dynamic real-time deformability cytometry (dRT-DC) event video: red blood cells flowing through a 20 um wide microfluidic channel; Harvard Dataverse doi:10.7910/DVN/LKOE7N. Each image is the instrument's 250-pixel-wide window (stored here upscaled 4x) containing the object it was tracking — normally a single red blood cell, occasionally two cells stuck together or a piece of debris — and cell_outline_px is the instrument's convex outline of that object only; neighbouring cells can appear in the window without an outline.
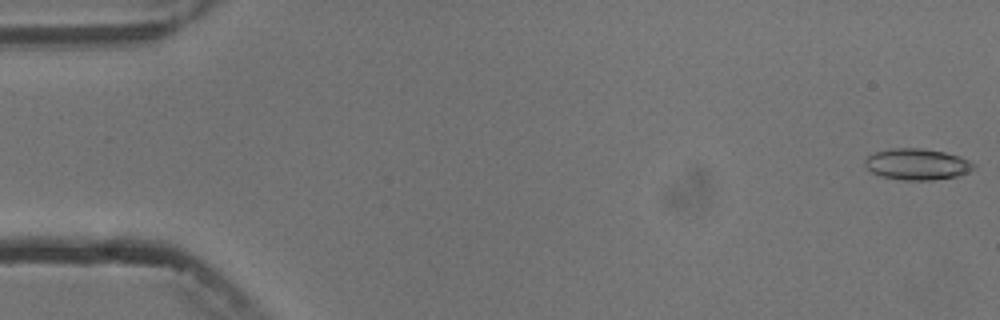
{"species": "common noctule bat (a hibernating species)", "species_latin": "Nyctalus noctula", "temperature_condition": "cold", "stored_images_in_passage": 5, "camera_frame_rate_fps": 3000, "um_per_image_px": 0.085, "animal": {"sex": "male", "body_mass_g": 13.3}, "frame": {"image": 1, "passage_image": 1, "time_ms": 0.0, "image_size_px": [1000, 320], "cell_outline_px": [[976, 164], [968, 172], [956, 176], [932, 180], [904, 180], [880, 176], [872, 172], [864, 164], [864, 160], [872, 152], [892, 148], [920, 148], [944, 152], [960, 156]], "centroid_in_image_um": [77.92, 13.95], "position_along_channel_um": 7.1, "area_um2": 19.77}}
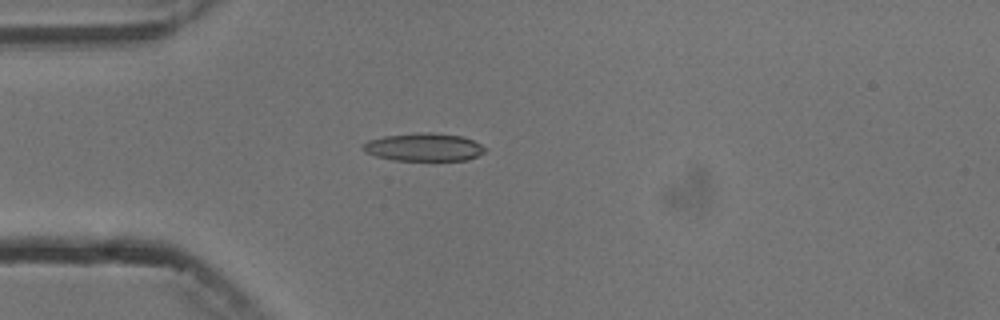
{"frame": {"image": 2, "passage_image": 5, "time_ms": 4.667, "image_size_px": [1000, 320], "cell_outline_px": [[488, 148], [484, 152], [468, 160], [392, 160], [376, 156], [364, 152], [364, 144], [368, 140], [384, 136], [416, 132], [428, 132], [460, 136], [472, 140]], "centroid_in_image_um": [36.03, 12.5], "position_along_channel_um": 49.0, "area_um2": 19.77}}